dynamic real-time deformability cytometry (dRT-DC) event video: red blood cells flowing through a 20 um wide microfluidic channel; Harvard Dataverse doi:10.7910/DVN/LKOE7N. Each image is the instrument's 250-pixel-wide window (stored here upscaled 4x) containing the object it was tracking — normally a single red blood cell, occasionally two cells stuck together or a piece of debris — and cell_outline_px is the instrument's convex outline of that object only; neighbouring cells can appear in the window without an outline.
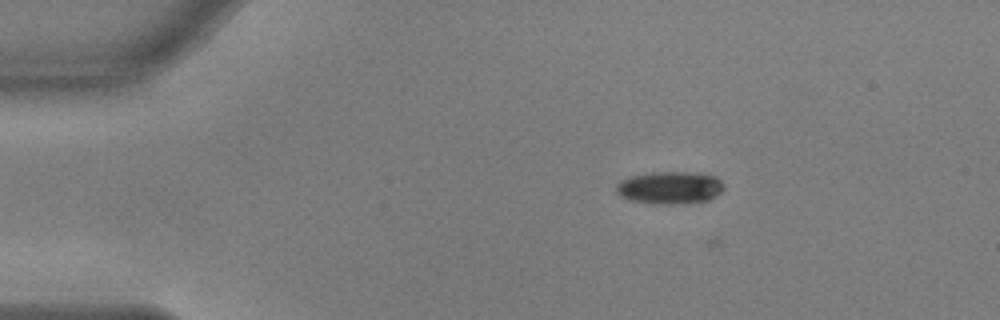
{"species": "common noctule bat (a hibernating species)", "species_latin": "Nyctalus noctula", "temperature_condition": "warm", "stored_images_in_passage": 7, "camera_frame_rate_fps": 3000, "um_per_image_px": 0.085, "animal": {"sex": "male", "body_mass_g": 17.9, "forearm_length_mm": 54.2}, "frame": {"image": 1, "passage_image": 1, "time_ms": 0.0, "image_size_px": [1000, 320], "cell_outline_px": [[724, 188], [716, 196], [708, 200], [676, 204], [652, 204], [632, 200], [620, 196], [616, 192], [616, 184], [620, 180], [628, 176], [652, 172], [696, 172], [716, 176], [724, 184]], "centroid_in_image_um": [56.92, 15.94], "position_along_channel_um": 28.1, "area_um2": 20.63}}